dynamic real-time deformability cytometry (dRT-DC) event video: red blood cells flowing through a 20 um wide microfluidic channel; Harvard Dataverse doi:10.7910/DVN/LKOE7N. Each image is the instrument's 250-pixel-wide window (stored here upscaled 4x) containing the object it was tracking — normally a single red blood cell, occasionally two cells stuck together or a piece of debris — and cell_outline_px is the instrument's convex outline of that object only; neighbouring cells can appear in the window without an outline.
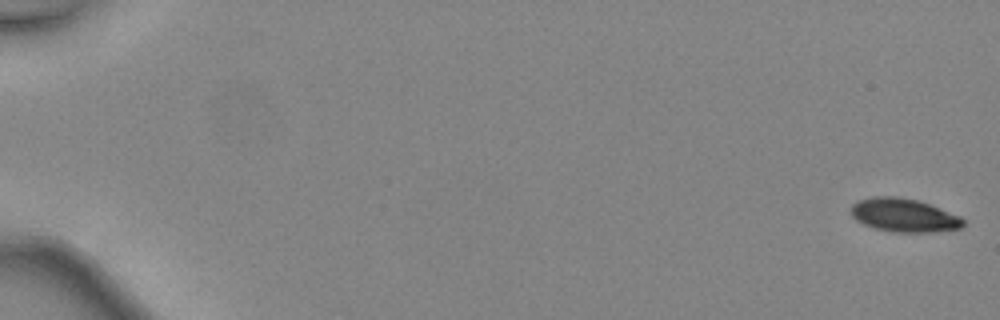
{"species": "common noctule bat (a hibernating species)", "species_latin": "Nyctalus noctula", "temperature_condition": "warm", "stored_images_in_passage": 47, "camera_frame_rate_fps": 3000, "um_per_image_px": 0.085, "animal": {"sex": "female", "body_mass_g": 24.6, "forearm_length_mm": 56.2}, "frame": {"image": 1, "passage_image": 1, "time_ms": 0.0, "image_size_px": [1000, 320], "cell_outline_px": [[964, 224], [960, 228], [936, 232], [896, 232], [876, 228], [864, 224], [856, 220], [852, 216], [852, 204], [856, 200], [872, 196], [896, 196], [920, 200], [960, 216], [964, 220]], "centroid_in_image_um": [76.83, 18.28], "position_along_channel_um": 8.2, "area_um2": 21.96}}
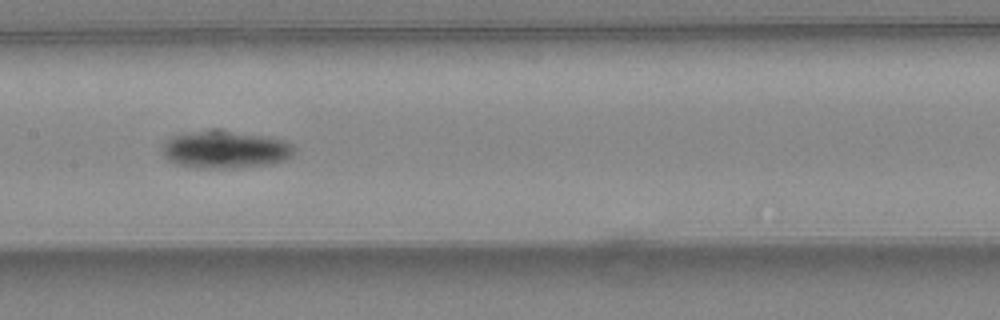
{"frame": {"image": 2, "passage_image": 26, "time_ms": 8.333, "image_size_px": [1000, 320], "cell_outline_px": [[296, 152], [292, 156], [284, 160], [272, 164], [240, 168], [192, 168], [176, 164], [168, 160], [160, 152], [160, 144], [172, 136], [180, 132], [232, 132], [268, 136], [284, 140], [292, 144], [296, 148]], "centroid_in_image_um": [19.12, 12.74], "position_along_channel_um": 188.3, "area_um2": 29.13}}
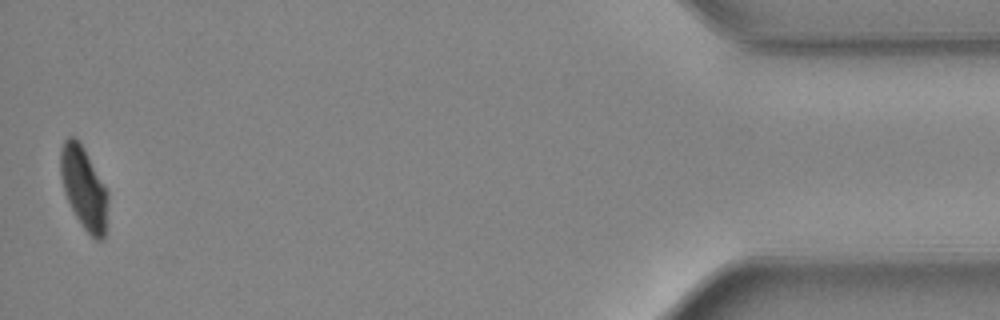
{"frame": {"image": 3, "passage_image": 47, "time_ms": 15.333, "image_size_px": [1000, 320], "cell_outline_px": [[108, 200], [104, 240], [96, 240], [84, 228], [76, 216], [64, 192], [60, 176], [60, 148], [64, 140], [68, 136], [72, 136], [84, 148], [108, 188]], "centroid_in_image_um": [7.14, 15.95], "position_along_channel_um": 428.1, "area_um2": 22.83}, "authors_computed_cell_mechanics": {"area_um2": 24.5072, "velocity_mm_per_s": 4.5413, "shape_relaxation_time_tau1_ms": 3.322, "shape_relaxation_time_tau2_ms": null, "deformation_change_tau1": 0.1456, "deformation_change_tau2": null}}